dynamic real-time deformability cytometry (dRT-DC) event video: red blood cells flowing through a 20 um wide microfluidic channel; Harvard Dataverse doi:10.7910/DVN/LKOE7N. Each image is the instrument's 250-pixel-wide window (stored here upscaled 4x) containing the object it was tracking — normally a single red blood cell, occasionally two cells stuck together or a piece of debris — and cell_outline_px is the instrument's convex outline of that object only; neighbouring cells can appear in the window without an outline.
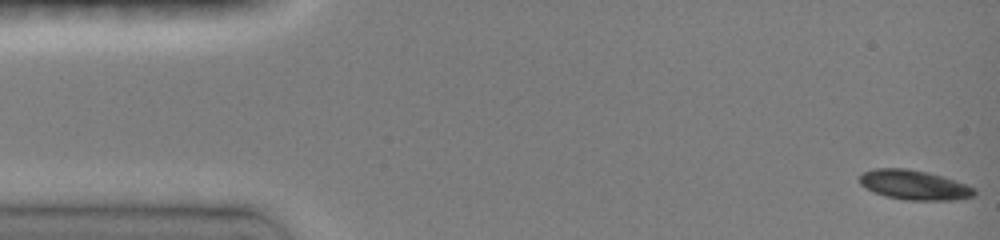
{"species": "common noctule bat (a hibernating species)", "species_latin": "Nyctalus noctula", "temperature_condition": "room temperature", "stored_images_in_passage": 47, "camera_frame_rate_fps": 3000, "um_per_image_px": 0.085, "animal": {"sex": "female", "body_mass_g": 19.0, "forearm_length_mm": 51.5}, "frame": {"image": 1, "passage_image": 1, "time_ms": 0.0, "image_size_px": [1000, 240], "cell_outline_px": [[976, 196], [956, 200], [904, 200], [884, 196], [860, 184], [860, 176], [864, 172], [876, 168], [908, 168], [928, 172], [944, 176], [968, 184], [976, 188]], "centroid_in_image_um": [77.79, 15.72], "position_along_channel_um": 7.2, "area_um2": 20.06}}
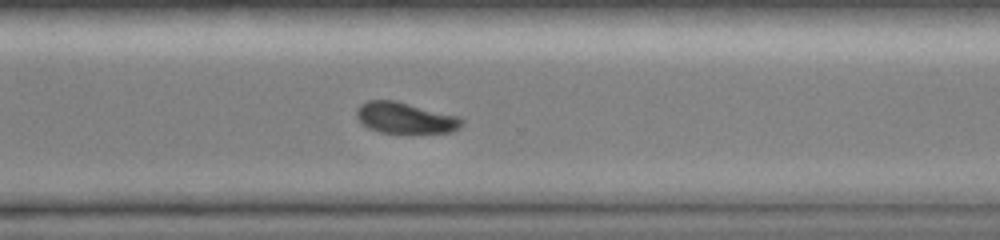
{"frame": {"image": 2, "passage_image": 34, "time_ms": 11.0, "image_size_px": [1000, 240], "cell_outline_px": [[464, 124], [460, 128], [452, 132], [412, 136], [380, 132], [368, 128], [356, 116], [356, 108], [360, 104], [368, 100], [396, 100], [460, 116], [464, 120]], "centroid_in_image_um": [34.52, 10.07], "position_along_channel_um": 336.1, "area_um2": 20.17}}
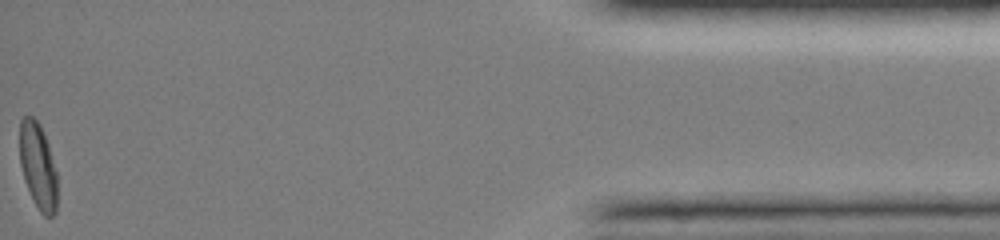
{"frame": {"image": 3, "passage_image": 47, "time_ms": 15.333, "image_size_px": [1000, 240], "cell_outline_px": [[56, 212], [52, 216], [44, 216], [40, 212], [24, 180], [20, 164], [20, 120], [24, 116], [32, 116], [40, 124], [48, 144], [56, 172]], "centroid_in_image_um": [3.22, 14.09], "position_along_channel_um": 432.0, "area_um2": 18.55}, "authors_computed_cell_mechanics": {"area_um2": 20.0566, "velocity_mm_per_s": 4.0878, "shape_relaxation_time_tau1_ms": 3.3939, "shape_relaxation_time_tau2_ms": 7.949, "deformation_change_tau1": 0.1213, "deformation_change_tau2": 0.1053}}